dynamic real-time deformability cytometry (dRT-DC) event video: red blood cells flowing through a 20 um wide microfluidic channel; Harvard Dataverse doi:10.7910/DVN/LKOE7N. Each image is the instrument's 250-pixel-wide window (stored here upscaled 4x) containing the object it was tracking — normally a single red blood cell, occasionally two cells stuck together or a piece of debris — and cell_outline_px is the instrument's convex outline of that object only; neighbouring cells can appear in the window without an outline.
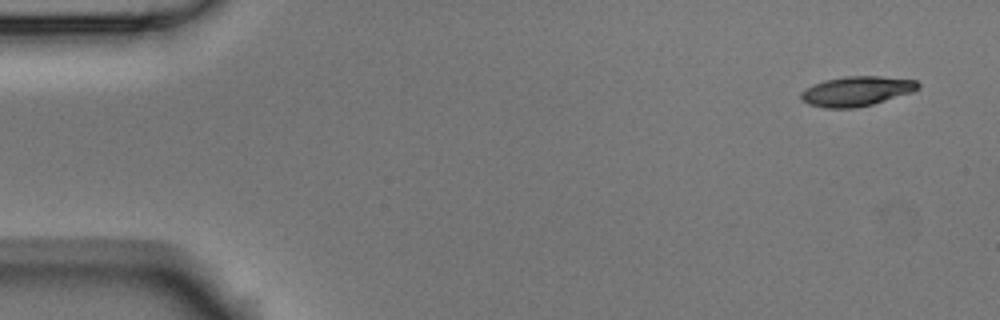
{"species": "Egyptian fruit bat (a non-hibernating species)", "species_latin": "Rousettus aegyptiacus", "temperature_condition": "room temperature", "stored_images_in_passage": 7, "camera_frame_rate_fps": 3000, "um_per_image_px": 0.085, "animal": {"sex": "male"}, "frame": {"image": 1, "passage_image": 1, "time_ms": 0.0, "image_size_px": [1000, 320], "cell_outline_px": [[920, 88], [912, 92], [872, 104], [856, 108], [824, 108], [808, 104], [800, 100], [800, 92], [824, 80], [848, 76], [880, 76], [916, 80], [920, 84]], "centroid_in_image_um": [72.81, 7.75], "position_along_channel_um": 12.2, "area_um2": 20.23}}
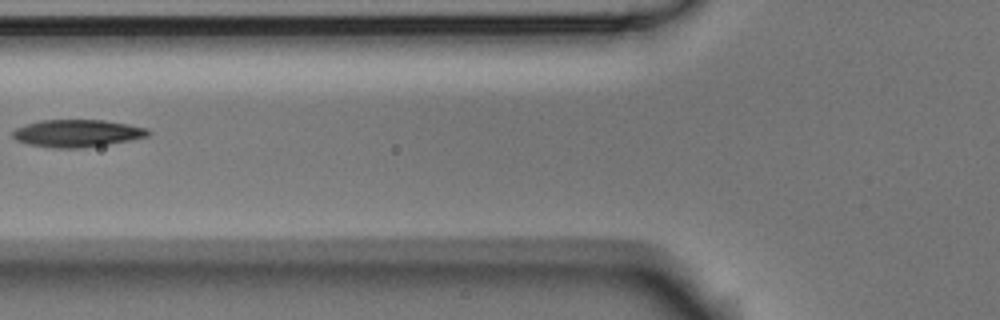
{"frame": {"image": 2, "passage_image": 6, "time_ms": 1.667, "image_size_px": [1000, 320], "cell_outline_px": [[152, 132], [148, 136], [108, 144], [80, 148], [56, 148], [28, 144], [16, 140], [12, 136], [12, 132], [16, 128], [40, 120], [104, 120], [128, 124], [148, 128]], "centroid_in_image_um": [6.57, 11.32], "position_along_channel_um": 119.2, "area_um2": 21.5}}
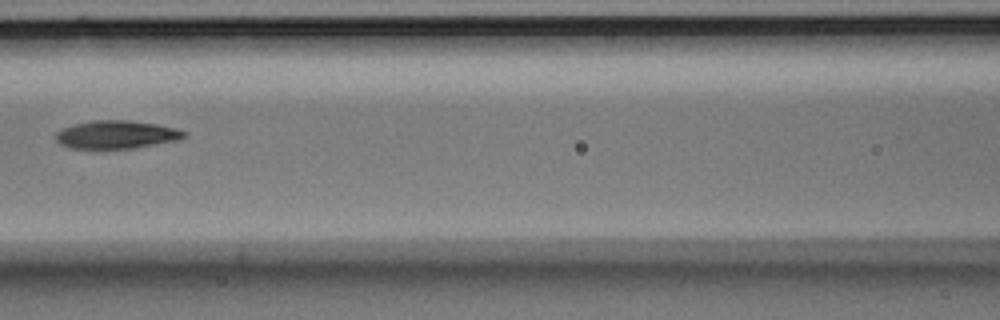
{"frame": {"image": 3, "passage_image": 7, "time_ms": 2.0, "image_size_px": [1000, 320], "cell_outline_px": [[188, 132], [184, 136], [176, 140], [132, 148], [72, 148], [60, 144], [56, 140], [56, 132], [64, 128], [76, 124], [92, 120], [128, 120], [156, 124], [176, 128]], "centroid_in_image_um": [9.89, 11.43], "position_along_channel_um": 156.7, "area_um2": 20.63}}